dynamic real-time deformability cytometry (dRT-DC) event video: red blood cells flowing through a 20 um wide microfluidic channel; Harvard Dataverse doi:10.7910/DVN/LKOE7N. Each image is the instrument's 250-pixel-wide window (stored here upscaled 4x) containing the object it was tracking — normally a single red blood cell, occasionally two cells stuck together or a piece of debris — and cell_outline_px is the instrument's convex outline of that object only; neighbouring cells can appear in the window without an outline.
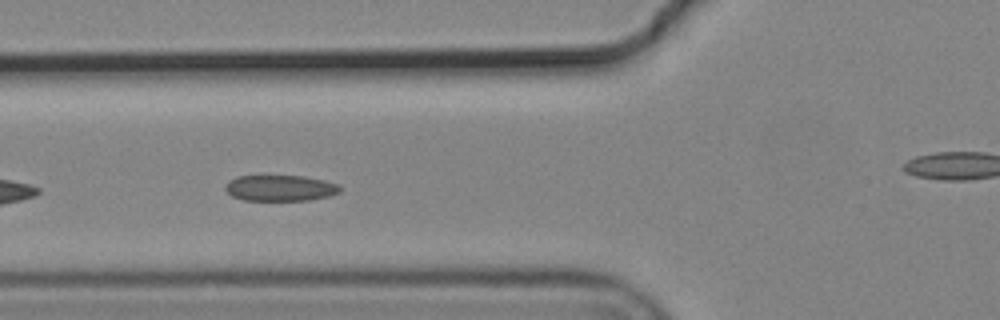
{"species": "common noctule bat (a hibernating species)", "species_latin": "Nyctalus noctula", "temperature_condition": "cold", "stored_images_in_passage": 9, "camera_frame_rate_fps": 3000, "um_per_image_px": 0.085, "animal": {"sex": "male", "body_mass_g": 19.2, "forearm_length_mm": 51.8}, "frame": {"image": 1, "passage_image": 6, "time_ms": 1.667, "image_size_px": [1000, 320], "cell_outline_px": [[340, 192], [328, 196], [308, 200], [244, 200], [232, 196], [224, 188], [224, 184], [228, 180], [236, 176], [304, 176], [324, 180], [340, 184]], "centroid_in_image_um": [23.8, 15.97], "position_along_channel_um": 102.0, "area_um2": 17.4}}
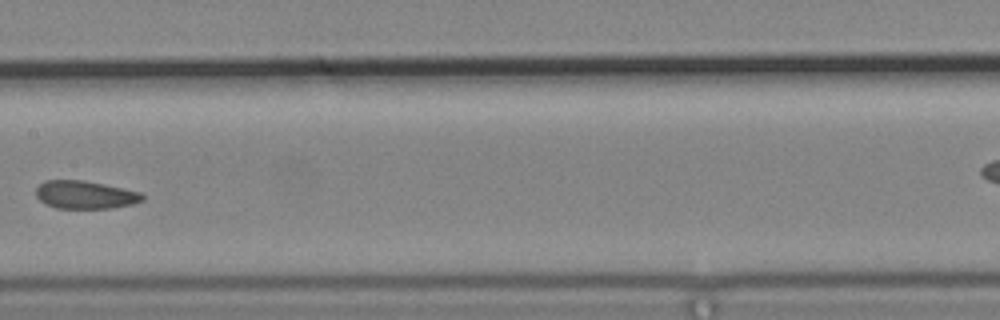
{"frame": {"image": 2, "passage_image": 8, "time_ms": 2.333, "image_size_px": [1000, 320], "cell_outline_px": [[144, 200], [132, 204], [112, 208], [56, 208], [44, 204], [36, 196], [36, 188], [44, 180], [84, 180], [104, 184], [140, 192], [144, 196]], "centroid_in_image_um": [7.22, 16.55], "position_along_channel_um": 200.2, "area_um2": 17.4}}
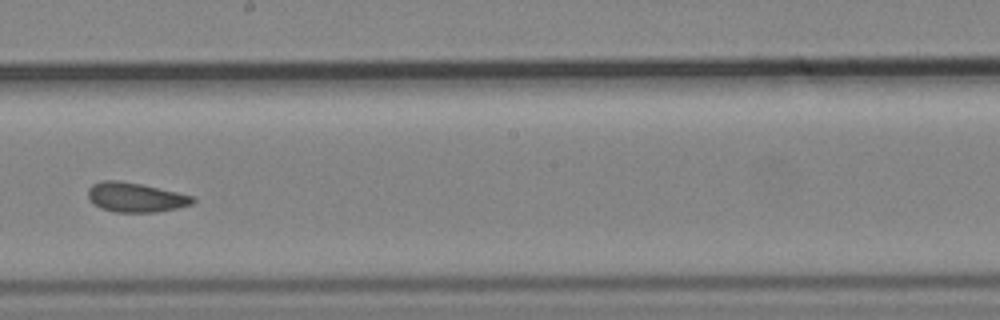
{"frame": {"image": 3, "passage_image": 9, "time_ms": 2.667, "image_size_px": [1000, 320], "cell_outline_px": [[196, 200], [192, 204], [176, 208], [156, 212], [116, 212], [100, 208], [88, 200], [88, 188], [92, 184], [104, 180], [120, 180], [140, 184], [176, 192], [192, 196]], "centroid_in_image_um": [11.47, 16.77], "position_along_channel_um": 236.7, "area_um2": 17.92}}